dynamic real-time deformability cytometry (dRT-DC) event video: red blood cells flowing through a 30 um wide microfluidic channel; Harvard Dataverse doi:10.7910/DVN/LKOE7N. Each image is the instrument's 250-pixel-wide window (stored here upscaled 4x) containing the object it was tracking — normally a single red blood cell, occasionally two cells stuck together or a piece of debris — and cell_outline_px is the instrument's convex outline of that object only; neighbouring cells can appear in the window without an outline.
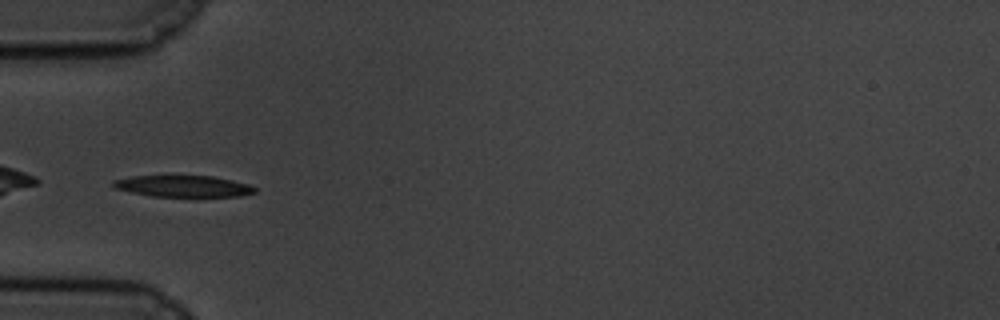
{"species": "common noctule bat (a hibernating species)", "species_latin": "Nyctalus noctula", "temperature_condition": "cold", "stored_images_in_passage": 36, "camera_frame_rate_fps": 3000, "um_per_image_px": 0.085, "animal": {"sex": "male", "body_mass_g": 19.5, "forearm_length_mm": 54.6}, "frame": {"image": 1, "passage_image": 1, "time_ms": 0.0, "image_size_px": [1000, 320], "cell_outline_px": [[256, 192], [240, 196], [152, 196], [132, 192], [116, 188], [112, 184], [112, 180], [132, 176], [212, 176], [232, 180], [248, 184], [256, 188]], "centroid_in_image_um": [15.58, 15.82], "position_along_channel_um": 69.4, "area_um2": 17.46}}
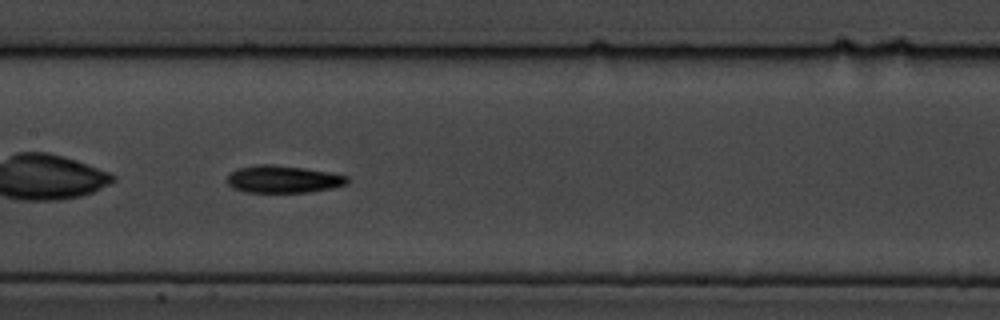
{"frame": {"image": 2, "passage_image": 11, "time_ms": 3.333, "image_size_px": [1000, 320], "cell_outline_px": [[348, 184], [332, 188], [308, 192], [244, 192], [232, 188], [228, 184], [228, 176], [236, 168], [256, 164], [272, 164], [304, 168], [328, 172], [348, 176]], "centroid_in_image_um": [24.05, 15.23], "position_along_channel_um": 183.3, "area_um2": 19.19}}
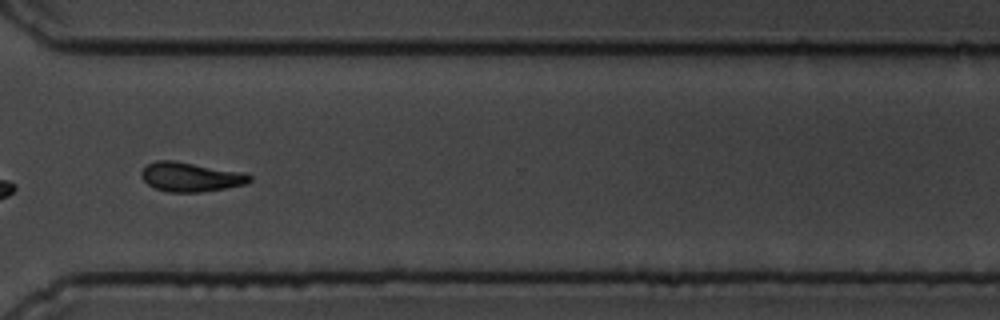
{"frame": {"image": 3, "passage_image": 26, "time_ms": 8.333, "image_size_px": [1000, 320], "cell_outline_px": [[252, 180], [244, 184], [224, 188], [200, 192], [168, 192], [156, 188], [148, 184], [140, 176], [140, 172], [148, 164], [156, 160], [172, 160], [244, 172], [252, 176]], "centroid_in_image_um": [16.19, 15.03], "position_along_channel_um": 354.4, "area_um2": 18.38}, "authors_computed_cell_mechanics": {"area_um2": 18.5249, "velocity_mm_per_s": 3.4288, "shape_relaxation_time_tau1_ms": 3.7197, "shape_relaxation_time_tau2_ms": null, "deformation_change_tau1": 0.1676, "deformation_change_tau2": null}}